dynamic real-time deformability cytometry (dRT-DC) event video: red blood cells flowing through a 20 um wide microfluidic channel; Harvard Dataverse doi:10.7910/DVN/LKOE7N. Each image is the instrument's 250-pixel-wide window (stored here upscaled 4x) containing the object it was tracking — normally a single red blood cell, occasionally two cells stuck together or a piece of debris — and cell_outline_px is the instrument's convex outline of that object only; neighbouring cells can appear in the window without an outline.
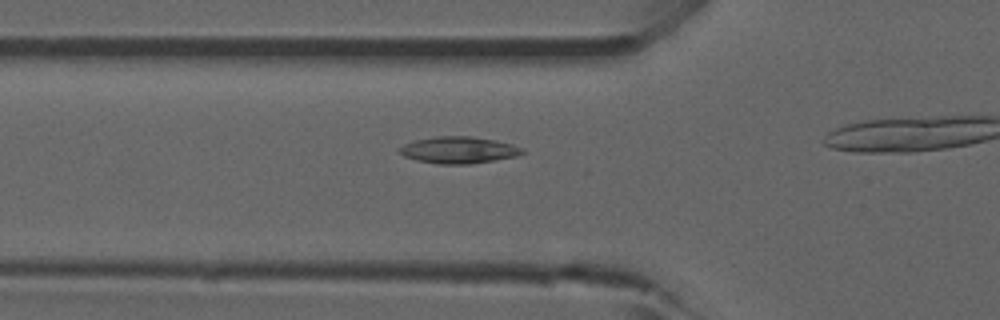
{"species": "common noctule bat (a hibernating species)", "species_latin": "Nyctalus noctula", "temperature_condition": "room temperature", "stored_images_in_passage": 18, "camera_frame_rate_fps": 3000, "um_per_image_px": 0.085, "animal": {"sex": "male", "forearm_length_mm": 52.5}, "frame": {"image": 1, "passage_image": 13, "time_ms": 4.0, "image_size_px": [1000, 320], "cell_outline_px": [[524, 152], [516, 156], [472, 164], [436, 164], [416, 160], [404, 156], [396, 152], [396, 148], [404, 144], [416, 140], [436, 136], [472, 136], [512, 144], [524, 148]], "centroid_in_image_um": [38.93, 12.76], "position_along_channel_um": 86.9, "area_um2": 19.25}}
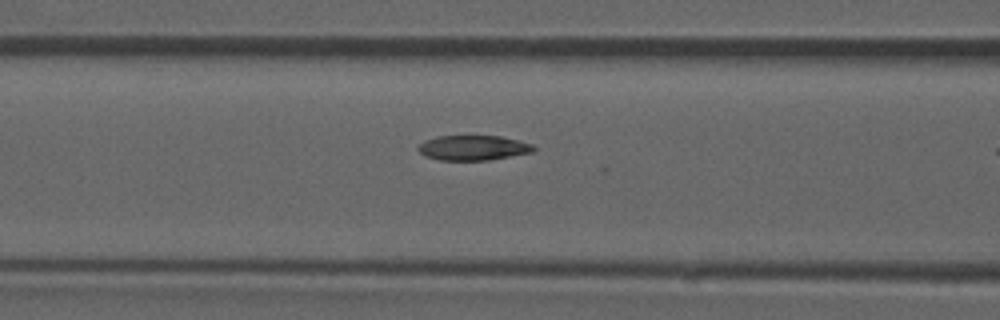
{"frame": {"image": 2, "passage_image": 16, "time_ms": 5.0, "image_size_px": [1000, 320], "cell_outline_px": [[536, 148], [532, 152], [488, 160], [440, 160], [424, 156], [416, 148], [424, 140], [436, 136], [500, 136], [532, 144]], "centroid_in_image_um": [40.17, 12.56], "position_along_channel_um": 126.4, "area_um2": 16.7}}